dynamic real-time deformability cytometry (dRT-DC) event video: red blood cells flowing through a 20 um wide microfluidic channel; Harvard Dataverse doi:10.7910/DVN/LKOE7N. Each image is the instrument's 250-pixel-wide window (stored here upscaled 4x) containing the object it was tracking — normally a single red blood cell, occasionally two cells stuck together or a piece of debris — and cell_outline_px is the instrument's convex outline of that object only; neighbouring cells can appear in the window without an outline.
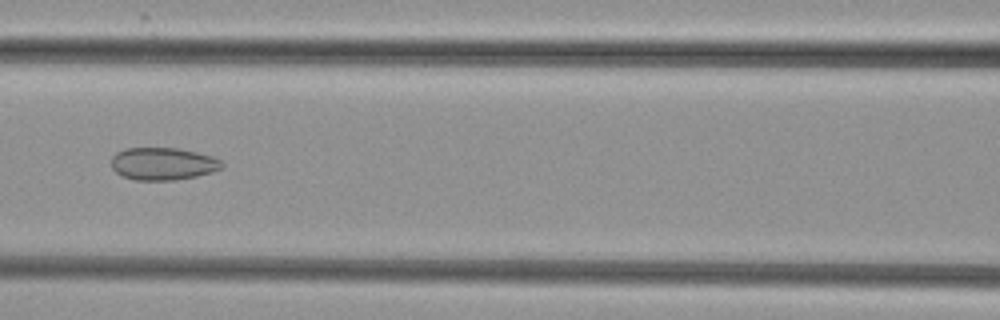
{"species": "common noctule bat (a hibernating species)", "species_latin": "Nyctalus noctula", "temperature_condition": "cold", "stored_images_in_passage": 7, "camera_frame_rate_fps": 3000, "um_per_image_px": 0.085, "animal": {"sex": "female", "body_mass_g": 29.2, "forearm_length_mm": 56.3}, "frame": {"image": 1, "passage_image": 7, "time_ms": 8.0, "image_size_px": [1000, 320], "cell_outline_px": [[224, 164], [220, 168], [212, 172], [196, 176], [176, 180], [136, 180], [124, 176], [116, 172], [112, 168], [112, 156], [116, 152], [124, 148], [180, 148], [212, 156], [220, 160]], "centroid_in_image_um": [13.84, 13.91], "position_along_channel_um": 152.8, "area_um2": 20.92}}